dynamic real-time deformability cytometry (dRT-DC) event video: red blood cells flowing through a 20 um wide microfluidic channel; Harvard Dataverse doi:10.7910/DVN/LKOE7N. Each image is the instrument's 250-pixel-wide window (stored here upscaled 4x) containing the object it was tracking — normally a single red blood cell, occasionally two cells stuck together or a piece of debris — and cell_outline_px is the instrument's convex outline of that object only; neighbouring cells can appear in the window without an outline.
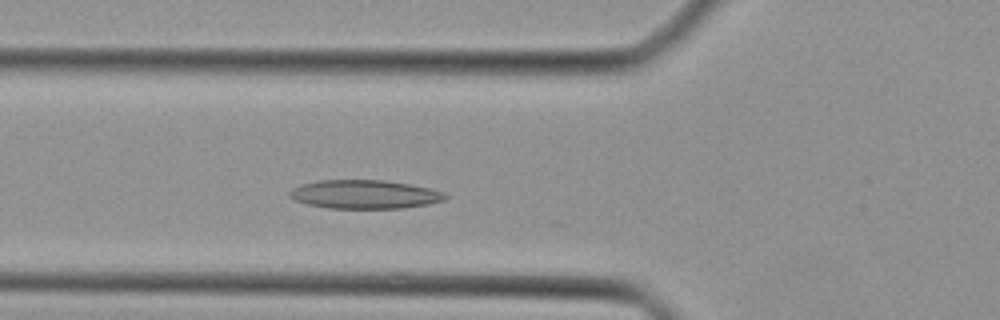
{"species": "Egyptian fruit bat (a non-hibernating species)", "species_latin": "Rousettus aegyptiacus", "temperature_condition": "cold", "stored_images_in_passage": 22, "camera_frame_rate_fps": 3000, "um_per_image_px": 0.085, "animal": {"sex": "female"}, "frame": {"image": 1, "passage_image": 10, "time_ms": 3.0, "image_size_px": [1000, 320], "cell_outline_px": [[448, 196], [444, 200], [428, 204], [400, 208], [328, 208], [308, 204], [296, 200], [288, 196], [288, 192], [292, 188], [300, 184], [320, 180], [384, 180], [408, 184], [428, 188], [444, 192]], "centroid_in_image_um": [30.96, 16.51], "position_along_channel_um": 94.8, "area_um2": 25.89}}
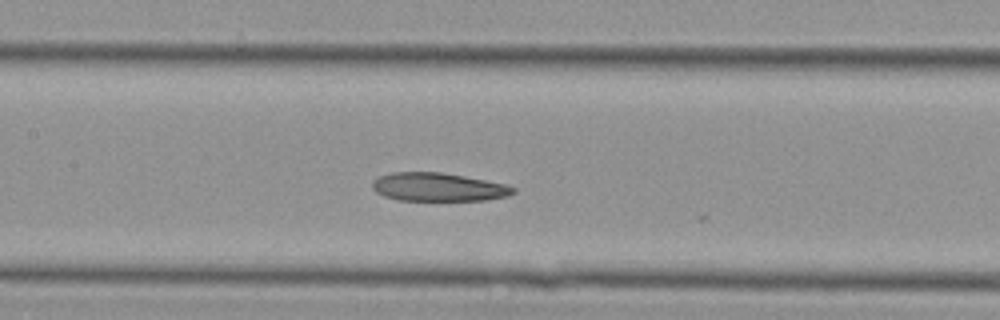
{"frame": {"image": 2, "passage_image": 15, "time_ms": 4.667, "image_size_px": [1000, 320], "cell_outline_px": [[516, 192], [508, 196], [484, 200], [396, 200], [384, 196], [376, 192], [372, 188], [372, 180], [380, 176], [392, 172], [440, 172], [464, 176], [508, 184], [516, 188]], "centroid_in_image_um": [37.26, 15.9], "position_along_channel_um": 170.1, "area_um2": 23.41}}
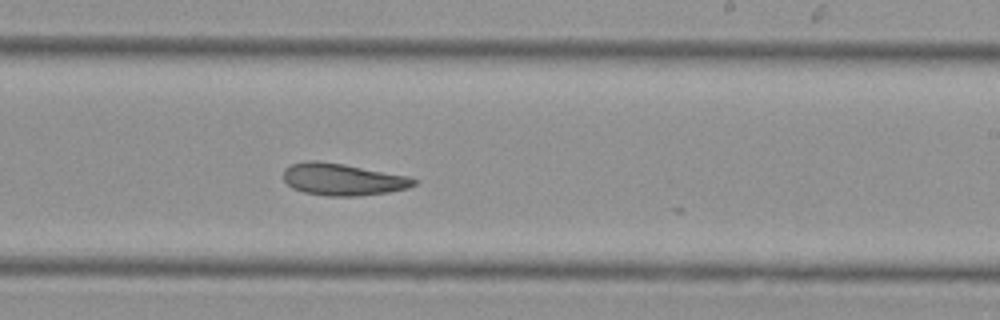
{"frame": {"image": 3, "passage_image": 21, "time_ms": 6.667, "image_size_px": [1000, 320], "cell_outline_px": [[416, 184], [408, 188], [388, 192], [360, 196], [328, 196], [304, 192], [292, 188], [284, 180], [284, 168], [292, 164], [304, 160], [316, 160], [344, 164], [408, 176], [416, 180]], "centroid_in_image_um": [29.11, 15.24], "position_along_channel_um": 259.9, "area_um2": 24.33}}